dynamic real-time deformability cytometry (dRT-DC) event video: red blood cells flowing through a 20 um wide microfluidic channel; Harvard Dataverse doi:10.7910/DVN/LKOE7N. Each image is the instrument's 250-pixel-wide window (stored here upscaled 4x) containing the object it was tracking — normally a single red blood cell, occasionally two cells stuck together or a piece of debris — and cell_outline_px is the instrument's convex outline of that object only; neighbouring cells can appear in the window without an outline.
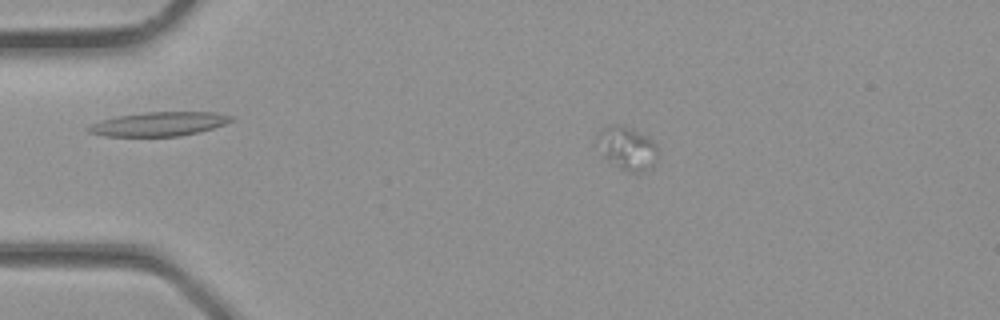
{"species": "common noctule bat (a hibernating species)", "species_latin": "Nyctalus noctula", "temperature_condition": "room temperature", "stored_images_in_passage": 35, "camera_frame_rate_fps": 3000, "um_per_image_px": 0.085, "animal": {"sex": "male", "body_mass_g": 23.1, "forearm_length_mm": 52.7}, "frame": {"image": 1, "passage_image": 7, "time_ms": 2.0, "image_size_px": [1000, 320], "cell_outline_px": [[656, 164], [652, 168], [640, 172], [628, 172], [620, 168], [608, 160], [604, 156], [596, 140], [596, 136], [604, 128], [616, 124], [648, 136], [656, 144]], "centroid_in_image_um": [53.33, 12.63], "position_along_channel_um": 31.7, "area_um2": 14.91}}
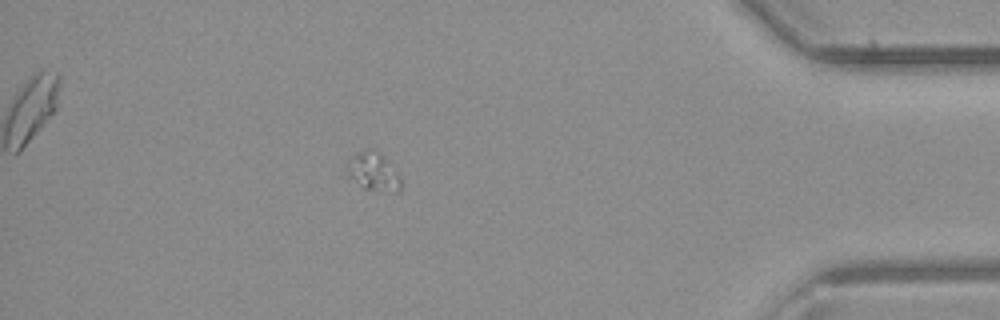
{"frame": {"image": 2, "passage_image": 31, "time_ms": 10.0, "image_size_px": [1000, 320], "cell_outline_px": [[404, 184], [396, 192], [364, 188], [348, 176], [356, 156], [360, 152], [368, 148], [372, 148], [400, 176]], "centroid_in_image_um": [31.84, 14.66], "position_along_channel_um": 403.4, "area_um2": 10.87}}